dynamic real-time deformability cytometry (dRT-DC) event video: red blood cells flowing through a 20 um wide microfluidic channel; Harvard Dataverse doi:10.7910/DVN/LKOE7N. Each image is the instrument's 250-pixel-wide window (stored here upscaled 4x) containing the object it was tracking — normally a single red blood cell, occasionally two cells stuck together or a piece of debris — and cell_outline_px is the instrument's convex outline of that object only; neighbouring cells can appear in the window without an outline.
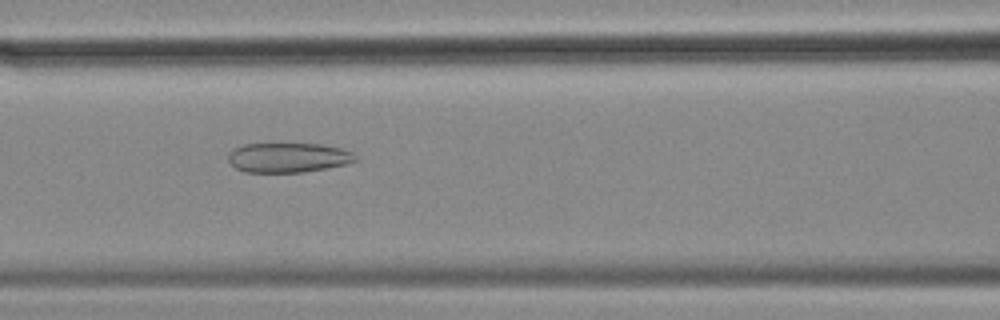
{"species": "common noctule bat (a hibernating species)", "species_latin": "Nyctalus noctula", "temperature_condition": "cold", "stored_images_in_passage": 42, "camera_frame_rate_fps": 3000, "um_per_image_px": 0.085, "animal": {"sex": "female", "body_mass_g": 18.4}, "frame": {"image": 1, "passage_image": 9, "time_ms": 2.667, "image_size_px": [1000, 320], "cell_outline_px": [[356, 160], [344, 164], [304, 172], [244, 172], [236, 168], [228, 160], [228, 152], [244, 144], [320, 144], [340, 148], [352, 152], [356, 156]], "centroid_in_image_um": [24.46, 13.39], "position_along_channel_um": 142.1, "area_um2": 21.73}}
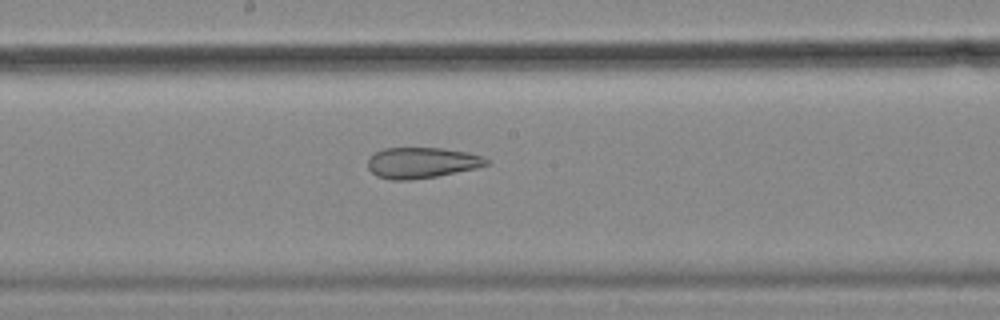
{"frame": {"image": 2, "passage_image": 15, "time_ms": 4.667, "image_size_px": [1000, 320], "cell_outline_px": [[488, 164], [476, 168], [436, 176], [408, 180], [392, 180], [376, 176], [368, 168], [368, 160], [376, 152], [384, 148], [444, 148], [468, 152], [484, 156], [488, 160]], "centroid_in_image_um": [35.86, 13.83], "position_along_channel_um": 212.3, "area_um2": 21.21}}
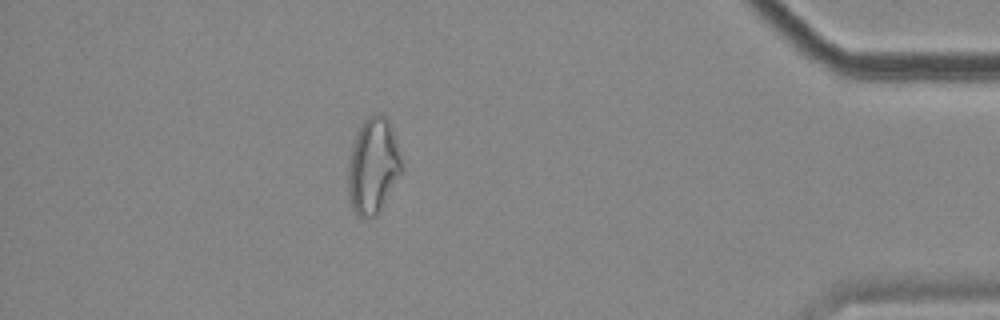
{"frame": {"image": 3, "passage_image": 35, "time_ms": 11.333, "image_size_px": [1000, 320], "cell_outline_px": [[404, 168], [380, 212], [376, 216], [356, 216], [352, 208], [348, 192], [348, 168], [352, 148], [356, 136], [364, 120], [368, 116], [376, 112], [380, 112], [388, 120], [392, 128], [404, 164]], "centroid_in_image_um": [31.74, 14.11], "position_along_channel_um": 403.5, "area_um2": 30.0}, "authors_computed_cell_mechanics": {"area_um2": 24.7384, "velocity_mm_per_s": 3.525, "shape_relaxation_time_tau1_ms": null, "shape_relaxation_time_tau2_ms": 3.6158, "deformation_change_tau1": null, "deformation_change_tau2": 0.1332}}